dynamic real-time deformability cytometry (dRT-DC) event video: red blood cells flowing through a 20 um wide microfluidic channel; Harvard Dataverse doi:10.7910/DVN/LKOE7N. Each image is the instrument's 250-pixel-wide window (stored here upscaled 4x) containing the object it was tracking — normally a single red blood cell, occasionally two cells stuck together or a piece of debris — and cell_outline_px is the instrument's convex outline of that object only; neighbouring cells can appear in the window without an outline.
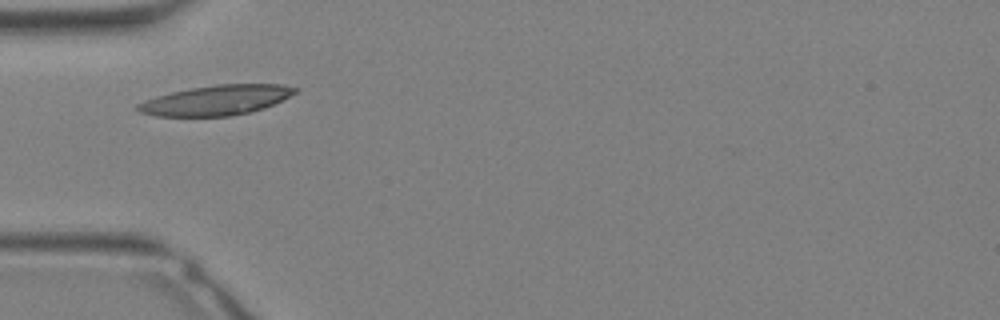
{"species": "Egyptian fruit bat (a non-hibernating species)", "species_latin": "Rousettus aegyptiacus", "temperature_condition": "warm", "stored_images_in_passage": 22, "camera_frame_rate_fps": 3000, "um_per_image_px": 0.085, "animal": {"sex": "female"}, "frame": {"image": 1, "passage_image": 1, "time_ms": 0.0, "image_size_px": [1000, 320], "cell_outline_px": [[300, 92], [264, 108], [248, 112], [228, 116], [156, 116], [140, 112], [136, 108], [136, 104], [144, 100], [156, 96], [172, 92], [192, 88], [216, 84], [284, 84], [300, 88]], "centroid_in_image_um": [18.43, 8.5], "position_along_channel_um": 66.6, "area_um2": 27.51}}
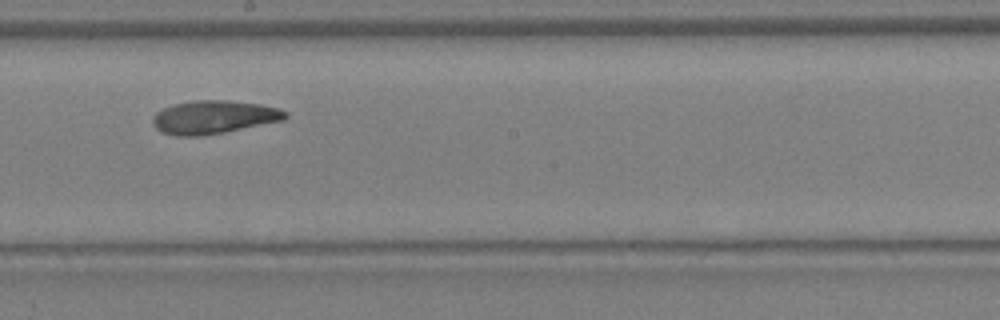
{"frame": {"image": 2, "passage_image": 9, "time_ms": 2.667, "image_size_px": [1000, 320], "cell_outline_px": [[288, 116], [284, 120], [224, 132], [200, 136], [176, 136], [160, 132], [152, 124], [152, 116], [156, 112], [172, 104], [192, 100], [224, 100], [260, 104], [280, 108], [288, 112]], "centroid_in_image_um": [18.15, 9.95], "position_along_channel_um": 230.1, "area_um2": 25.89}}
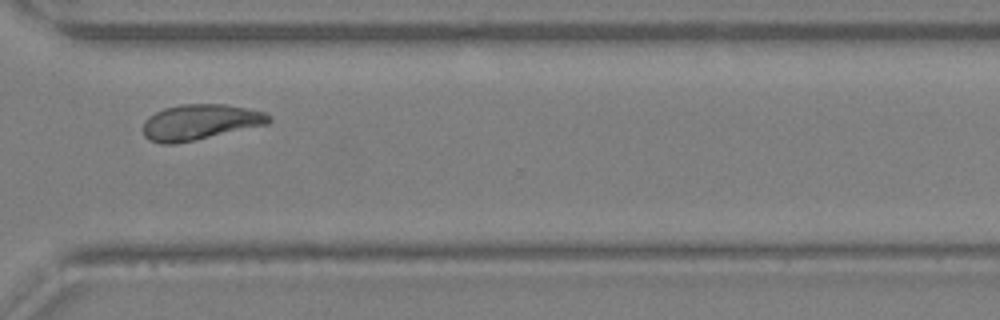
{"frame": {"image": 3, "passage_image": 15, "time_ms": 4.667, "image_size_px": [1000, 320], "cell_outline_px": [[272, 120], [268, 124], [176, 144], [160, 144], [148, 140], [144, 136], [144, 120], [148, 116], [164, 108], [180, 104], [224, 104], [264, 112]], "centroid_in_image_um": [16.95, 10.39], "position_along_channel_um": 353.6, "area_um2": 25.95}}